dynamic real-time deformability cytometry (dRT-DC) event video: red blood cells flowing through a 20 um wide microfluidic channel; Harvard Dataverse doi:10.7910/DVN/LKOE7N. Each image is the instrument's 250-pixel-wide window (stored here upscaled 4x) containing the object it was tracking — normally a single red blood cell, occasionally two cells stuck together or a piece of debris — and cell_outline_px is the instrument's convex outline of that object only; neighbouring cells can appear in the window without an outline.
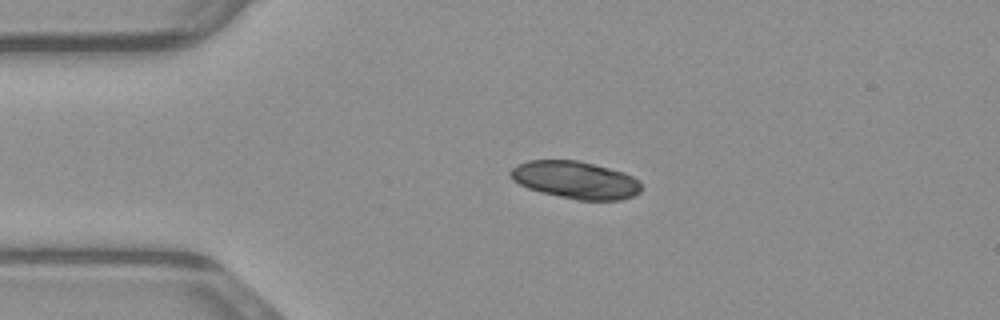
{"species": "common noctule bat (a hibernating species)", "species_latin": "Nyctalus noctula", "temperature_condition": "warm", "stored_images_in_passage": 39, "camera_frame_rate_fps": 3000, "um_per_image_px": 0.085, "animal": {"sex": "male", "body_mass_g": 23.1, "forearm_length_mm": 52.7}, "frame": {"image": 1, "passage_image": 1, "time_ms": 0.0, "image_size_px": [1000, 320], "cell_outline_px": [[640, 192], [632, 196], [620, 200], [576, 200], [540, 192], [528, 188], [512, 180], [508, 172], [516, 164], [528, 160], [576, 160], [624, 172], [640, 180]], "centroid_in_image_um": [48.88, 15.29], "position_along_channel_um": 36.1, "area_um2": 28.61}}
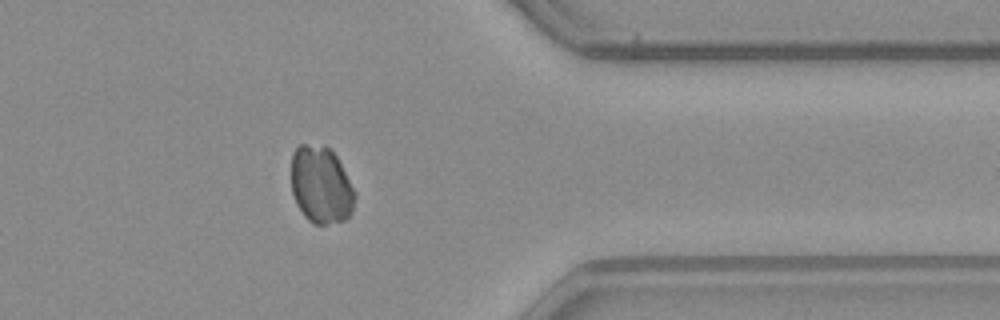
{"frame": {"image": 2, "passage_image": 29, "time_ms": 9.333, "image_size_px": [1000, 320], "cell_outline_px": [[356, 196], [352, 212], [344, 220], [324, 224], [312, 224], [304, 216], [296, 204], [292, 192], [292, 152], [300, 144], [324, 144], [332, 148], [356, 192]], "centroid_in_image_um": [27.29, 15.7], "position_along_channel_um": 384.1, "area_um2": 29.02}}
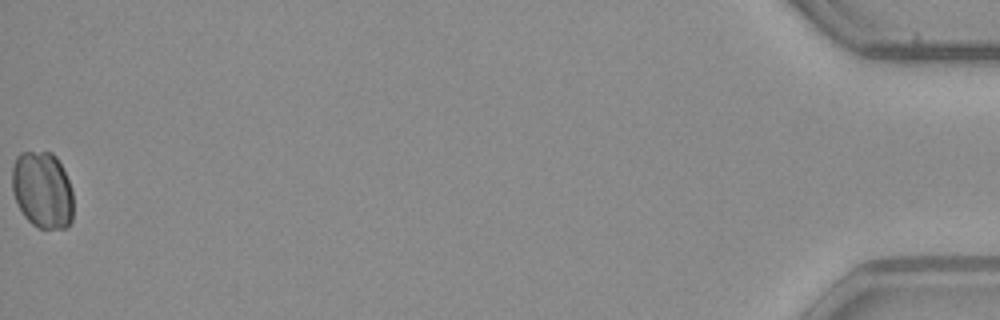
{"frame": {"image": 3, "passage_image": 39, "time_ms": 12.667, "image_size_px": [1000, 320], "cell_outline_px": [[72, 220], [64, 228], [40, 228], [32, 224], [24, 216], [12, 192], [12, 168], [16, 156], [20, 152], [52, 152], [56, 156], [68, 180], [72, 192]], "centroid_in_image_um": [3.58, 16.13], "position_along_channel_um": 431.6, "area_um2": 27.28}}